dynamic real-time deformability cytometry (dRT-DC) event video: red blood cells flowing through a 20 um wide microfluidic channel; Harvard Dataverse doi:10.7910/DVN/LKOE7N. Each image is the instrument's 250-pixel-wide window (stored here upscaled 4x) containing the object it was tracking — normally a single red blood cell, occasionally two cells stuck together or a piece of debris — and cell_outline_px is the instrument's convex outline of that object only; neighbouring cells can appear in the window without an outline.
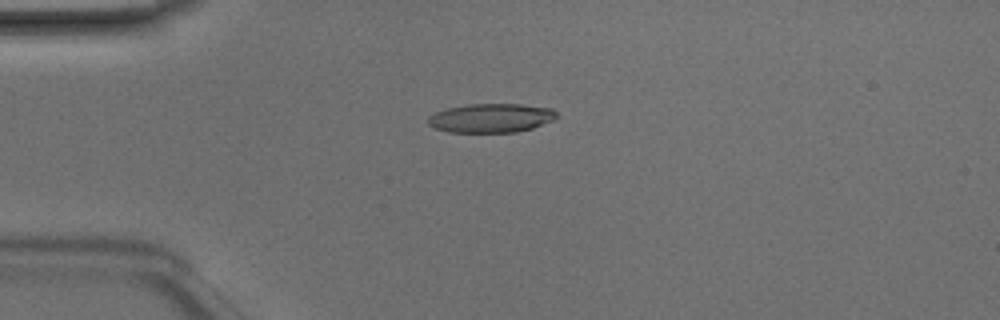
{"species": "Egyptian fruit bat (a non-hibernating species)", "species_latin": "Rousettus aegyptiacus", "temperature_condition": "room temperature", "stored_images_in_passage": 42, "camera_frame_rate_fps": 3000, "um_per_image_px": 0.085, "animal": {"sex": "male"}, "frame": {"image": 1, "passage_image": 6, "time_ms": 1.667, "image_size_px": [1000, 320], "cell_outline_px": [[556, 120], [532, 128], [516, 132], [448, 132], [436, 128], [428, 124], [428, 116], [436, 112], [448, 108], [468, 104], [520, 104], [552, 108], [556, 112]], "centroid_in_image_um": [41.76, 10.03], "position_along_channel_um": 43.2, "area_um2": 21.73}}
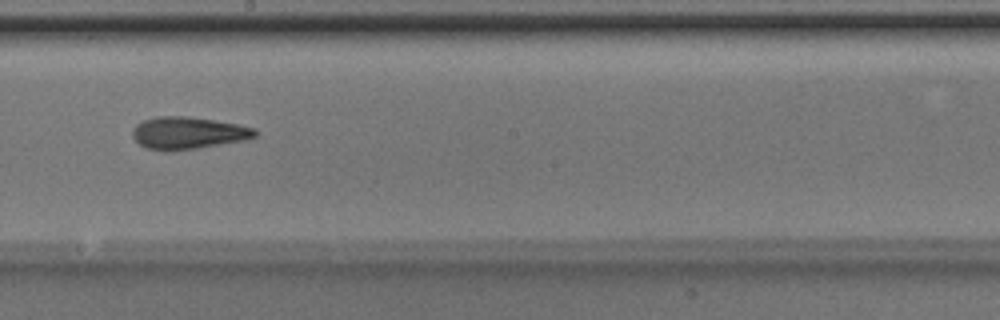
{"frame": {"image": 2, "passage_image": 21, "time_ms": 6.667, "image_size_px": [1000, 320], "cell_outline_px": [[256, 136], [244, 140], [172, 152], [164, 152], [144, 148], [132, 136], [132, 132], [136, 124], [144, 120], [156, 116], [188, 116], [236, 124], [256, 128]], "centroid_in_image_um": [15.93, 11.31], "position_along_channel_um": 232.3, "area_um2": 23.06}}
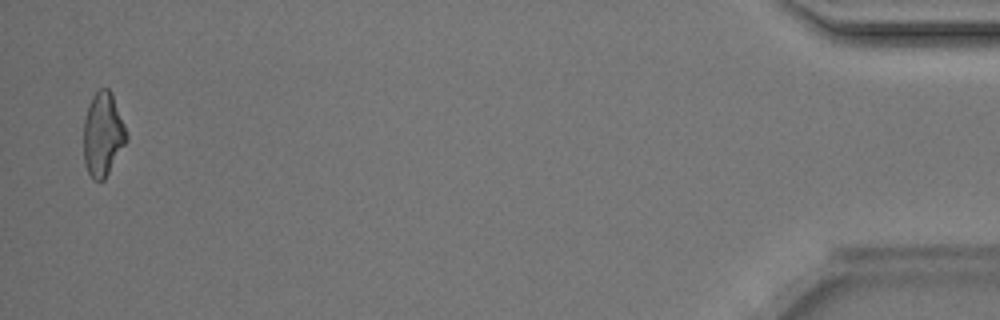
{"frame": {"image": 3, "passage_image": 41, "time_ms": 13.333, "image_size_px": [1000, 320], "cell_outline_px": [[128, 136], [124, 144], [104, 180], [92, 180], [84, 164], [84, 120], [92, 96], [100, 88], [108, 88], [112, 92], [124, 124]], "centroid_in_image_um": [8.73, 11.41], "position_along_channel_um": 426.5, "area_um2": 20.63}, "authors_computed_cell_mechanics": {"area_um2": 21.9351, "velocity_mm_per_s": 4.2433, "shape_relaxation_time_tau1_ms": 7.1965, "shape_relaxation_time_tau2_ms": 3.5492, "deformation_change_tau1": 0.1867, "deformation_change_tau2": 0.1417}}